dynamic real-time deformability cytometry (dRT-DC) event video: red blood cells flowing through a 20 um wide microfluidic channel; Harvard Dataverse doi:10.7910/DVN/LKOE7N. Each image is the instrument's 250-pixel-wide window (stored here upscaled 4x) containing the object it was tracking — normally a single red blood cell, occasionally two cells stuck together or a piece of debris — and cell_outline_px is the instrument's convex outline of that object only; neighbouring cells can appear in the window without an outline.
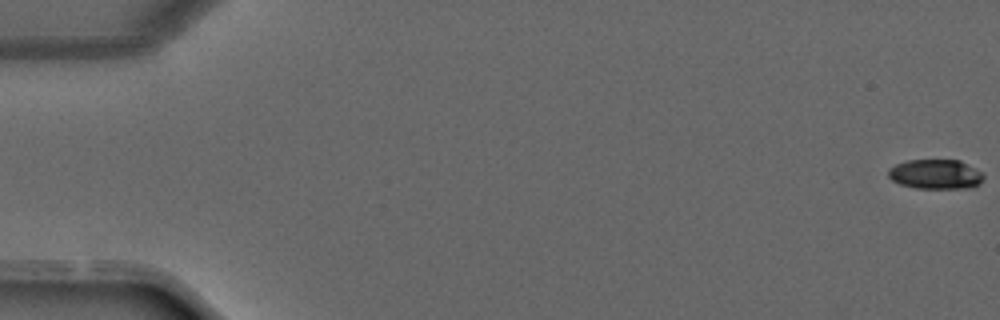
{"species": "common noctule bat (a hibernating species)", "species_latin": "Nyctalus noctula", "temperature_condition": "warm", "stored_images_in_passage": 9, "camera_frame_rate_fps": 3000, "um_per_image_px": 0.085, "animal": {"sex": "male", "forearm_length_mm": 52.5}, "frame": {"image": 1, "passage_image": 1, "time_ms": 0.0, "image_size_px": [1000, 320], "cell_outline_px": [[984, 176], [980, 184], [968, 188], [916, 188], [900, 184], [892, 180], [888, 176], [888, 168], [896, 164], [908, 160], [960, 160], [984, 172]], "centroid_in_image_um": [79.54, 14.8], "position_along_channel_um": 5.5, "area_um2": 16.59}}